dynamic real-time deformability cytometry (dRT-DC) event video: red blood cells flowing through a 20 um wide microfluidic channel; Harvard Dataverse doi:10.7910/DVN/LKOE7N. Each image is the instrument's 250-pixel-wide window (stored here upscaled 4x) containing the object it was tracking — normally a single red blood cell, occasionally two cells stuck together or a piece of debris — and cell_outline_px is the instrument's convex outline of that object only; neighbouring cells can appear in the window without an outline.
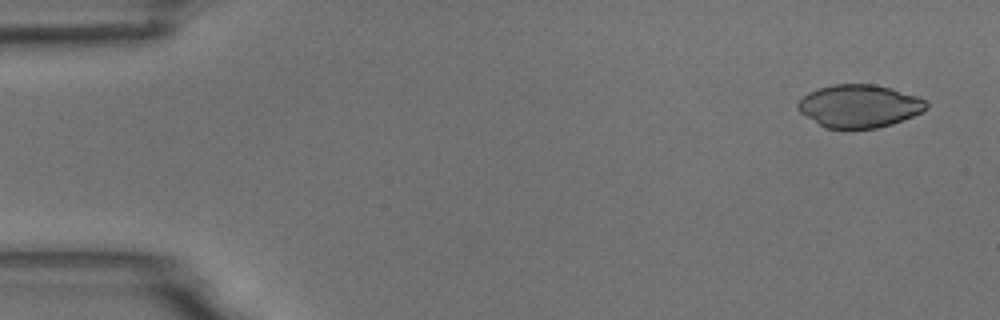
{"species": "common noctule bat (a hibernating species)", "species_latin": "Nyctalus noctula", "temperature_condition": "room temperature", "stored_images_in_passage": 7, "camera_frame_rate_fps": 3000, "um_per_image_px": 0.085, "animal": {"sex": "male", "body_mass_g": 18.8}, "frame": {"image": 1, "passage_image": 1, "time_ms": 0.0, "image_size_px": [1000, 320], "cell_outline_px": [[928, 108], [912, 116], [892, 124], [876, 128], [852, 132], [824, 128], [800, 112], [796, 108], [796, 104], [808, 92], [816, 88], [832, 84], [872, 84], [892, 88], [928, 100]], "centroid_in_image_um": [73.0, 9.05], "position_along_channel_um": 12.0, "area_um2": 32.89}}